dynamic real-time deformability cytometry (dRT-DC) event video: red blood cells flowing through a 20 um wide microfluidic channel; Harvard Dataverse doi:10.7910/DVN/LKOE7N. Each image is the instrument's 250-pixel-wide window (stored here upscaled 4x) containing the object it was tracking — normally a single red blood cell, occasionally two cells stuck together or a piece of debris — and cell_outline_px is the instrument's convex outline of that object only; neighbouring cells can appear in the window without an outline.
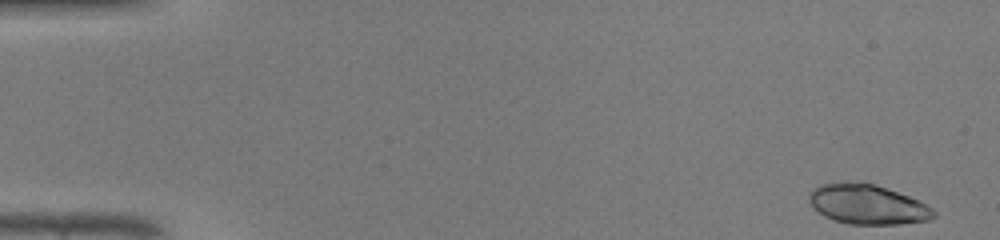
{"species": "common noctule bat (a hibernating species)", "species_latin": "Nyctalus noctula", "temperature_condition": "warm", "stored_images_in_passage": 47, "segment_of_instrument_passage": [1, 2], "camera_frame_rate_fps": 3000, "um_per_image_px": 0.085, "animal": {"sex": "male", "body_mass_g": 19.0, "forearm_length_mm": 50.8}, "frame": {"image": 1, "passage_image": 1, "time_ms": 0.0, "image_size_px": [1000, 240], "cell_outline_px": [[936, 216], [928, 220], [900, 224], [848, 224], [824, 216], [812, 208], [808, 200], [808, 196], [812, 188], [820, 184], [840, 180], [876, 184], [908, 196], [932, 208], [936, 212]], "centroid_in_image_um": [73.67, 17.35], "position_along_channel_um": 11.3, "area_um2": 29.13}}
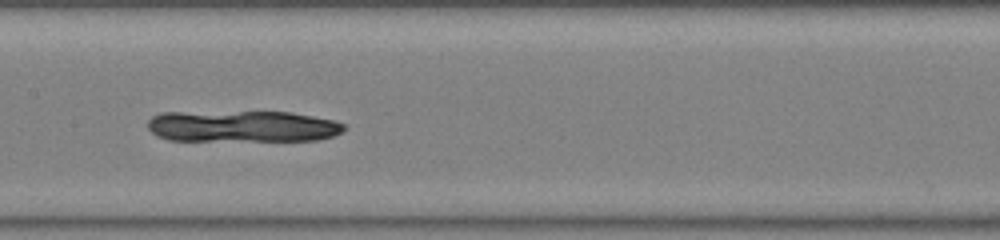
{"frame": {"image": 2, "passage_image": 23, "time_ms": 7.333, "image_size_px": [1000, 240], "cell_outline_px": [[344, 128], [340, 132], [332, 136], [316, 140], [168, 140], [156, 136], [148, 128], [148, 120], [152, 116], [160, 112], [292, 112], [332, 120], [344, 124]], "centroid_in_image_um": [20.54, 10.73], "position_along_channel_um": 186.9, "area_um2": 35.84}}
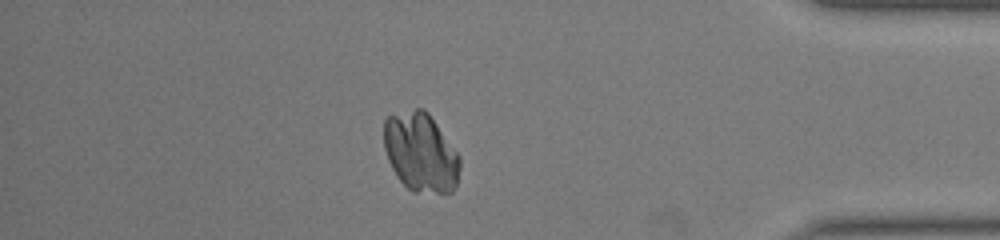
{"frame": {"image": 3, "passage_image": 40, "time_ms": 13.0, "image_size_px": [1000, 240], "cell_outline_px": [[460, 168], [456, 184], [452, 192], [412, 192], [396, 176], [388, 160], [384, 148], [384, 120], [388, 116], [416, 108], [424, 108], [428, 112], [460, 156]], "centroid_in_image_um": [35.75, 12.95], "position_along_channel_um": 399.4, "area_um2": 34.97}}